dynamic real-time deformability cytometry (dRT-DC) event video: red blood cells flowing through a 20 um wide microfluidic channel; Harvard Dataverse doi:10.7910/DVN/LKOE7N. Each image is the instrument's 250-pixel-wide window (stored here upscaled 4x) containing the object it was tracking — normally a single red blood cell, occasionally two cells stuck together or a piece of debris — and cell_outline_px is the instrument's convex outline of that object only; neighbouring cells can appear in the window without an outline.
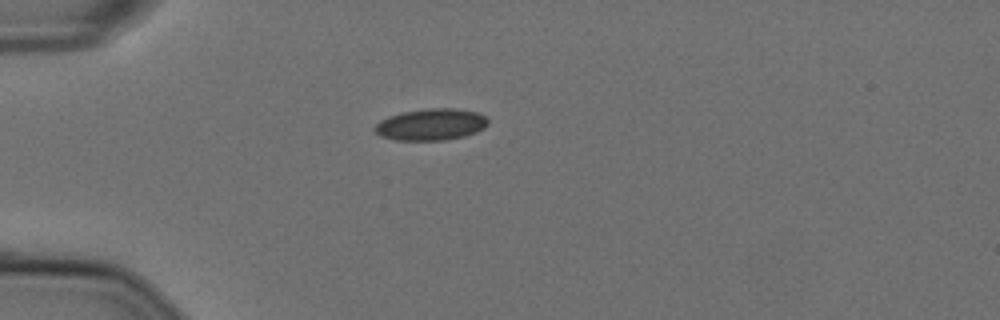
{"species": "Egyptian fruit bat (a non-hibernating species)", "species_latin": "Rousettus aegyptiacus", "temperature_condition": "cold", "stored_images_in_passage": 6, "camera_frame_rate_fps": 3000, "um_per_image_px": 0.085, "animal": {"sex": "female"}, "frame": {"image": 1, "passage_image": 1, "time_ms": 0.0, "image_size_px": [1000, 320], "cell_outline_px": [[488, 124], [484, 128], [476, 132], [464, 136], [444, 140], [396, 140], [380, 136], [372, 128], [380, 120], [388, 116], [404, 112], [428, 108], [456, 108], [476, 112], [488, 116]], "centroid_in_image_um": [36.65, 10.58], "position_along_channel_um": 48.4, "area_um2": 20.98}}